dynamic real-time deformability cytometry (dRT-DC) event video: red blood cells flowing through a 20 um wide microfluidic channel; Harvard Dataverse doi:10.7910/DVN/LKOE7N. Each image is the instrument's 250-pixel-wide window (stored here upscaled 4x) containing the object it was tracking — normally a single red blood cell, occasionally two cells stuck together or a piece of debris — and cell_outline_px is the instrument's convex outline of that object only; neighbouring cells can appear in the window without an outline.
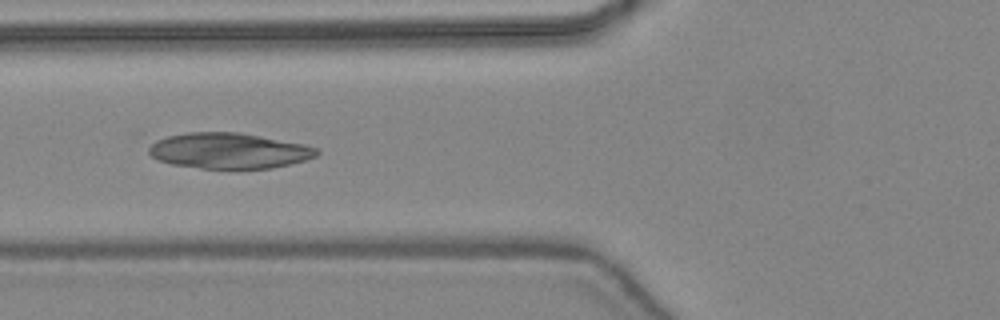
{"species": "common noctule bat (a hibernating species)", "species_latin": "Nyctalus noctula", "temperature_condition": "warm", "stored_images_in_passage": 39, "camera_frame_rate_fps": 3000, "um_per_image_px": 0.085, "animal": {"sex": "female", "body_mass_g": 24.6, "forearm_length_mm": 56.2}, "frame": {"image": 1, "passage_image": 17, "time_ms": 5.333, "image_size_px": [1000, 320], "cell_outline_px": [[320, 152], [316, 156], [304, 160], [272, 168], [200, 168], [172, 164], [156, 160], [148, 152], [148, 148], [156, 140], [168, 136], [188, 132], [240, 132], [304, 144], [316, 148]], "centroid_in_image_um": [19.43, 12.8], "position_along_channel_um": 106.4, "area_um2": 34.74}}
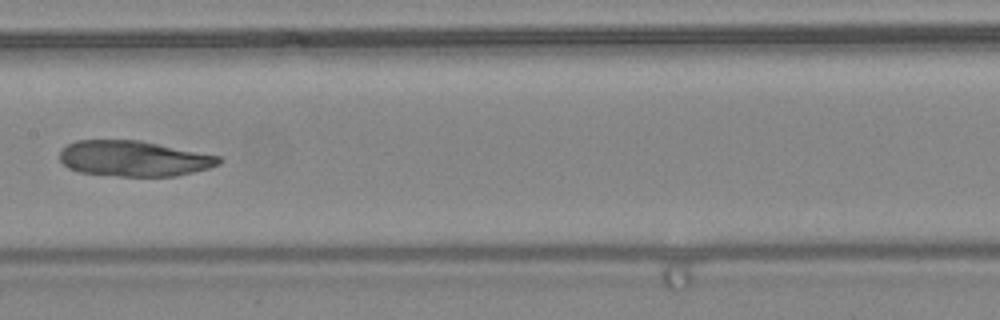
{"frame": {"image": 2, "passage_image": 23, "time_ms": 7.333, "image_size_px": [1000, 320], "cell_outline_px": [[224, 160], [220, 164], [208, 168], [176, 176], [120, 176], [80, 172], [68, 168], [60, 160], [60, 152], [68, 144], [76, 140], [140, 140], [220, 156]], "centroid_in_image_um": [11.39, 13.47], "position_along_channel_um": 196.0, "area_um2": 32.95}}
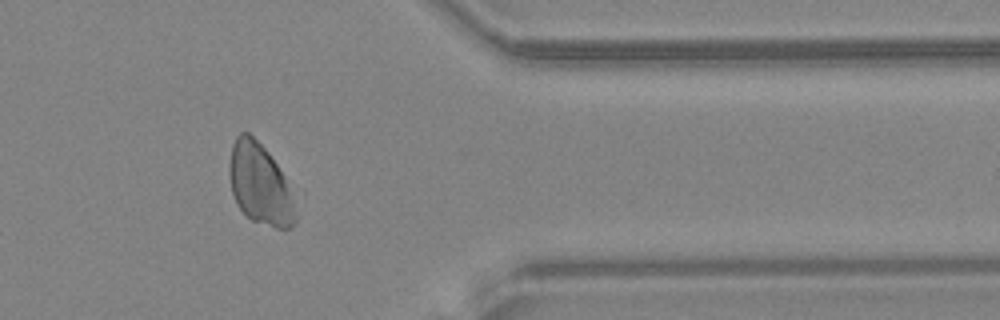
{"frame": {"image": 3, "passage_image": 37, "time_ms": 12.0, "image_size_px": [1000, 320], "cell_outline_px": [[300, 216], [296, 224], [288, 228], [276, 228], [252, 220], [236, 204], [232, 192], [228, 168], [228, 164], [232, 144], [236, 136], [240, 132], [248, 132], [268, 152], [284, 176], [296, 196]], "centroid_in_image_um": [22.16, 15.7], "position_along_channel_um": 389.2, "area_um2": 31.91}}